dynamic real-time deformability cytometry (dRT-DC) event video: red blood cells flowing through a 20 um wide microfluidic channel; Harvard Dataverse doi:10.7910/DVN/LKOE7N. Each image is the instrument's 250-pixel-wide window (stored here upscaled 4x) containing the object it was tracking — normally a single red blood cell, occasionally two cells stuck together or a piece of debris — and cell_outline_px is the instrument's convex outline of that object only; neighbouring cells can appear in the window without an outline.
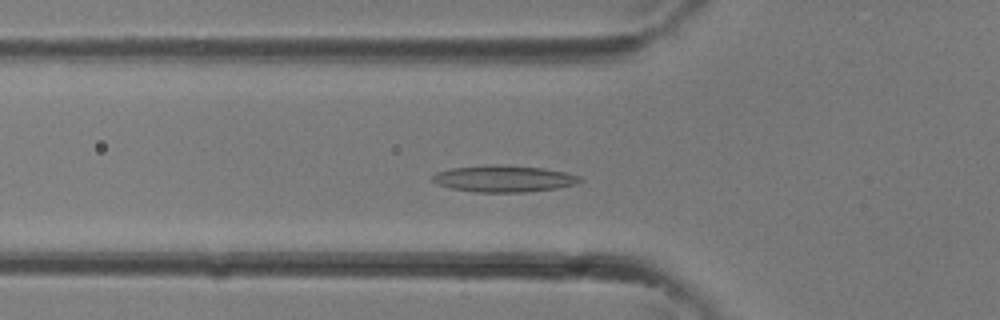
{"species": "common noctule bat (a hibernating species)", "species_latin": "Nyctalus noctula", "temperature_condition": "room temperature", "stored_images_in_passage": 32, "camera_frame_rate_fps": 3000, "um_per_image_px": 0.085, "animal": {"sex": "female"}, "frame": {"image": 1, "passage_image": 10, "time_ms": 3.0, "image_size_px": [1000, 320], "cell_outline_px": [[584, 180], [576, 184], [556, 188], [524, 192], [472, 192], [452, 188], [436, 184], [432, 180], [432, 176], [436, 172], [452, 168], [492, 164], [496, 164], [540, 168], [564, 172], [580, 176]], "centroid_in_image_um": [42.8, 15.19], "position_along_channel_um": 83.0, "area_um2": 22.77}}
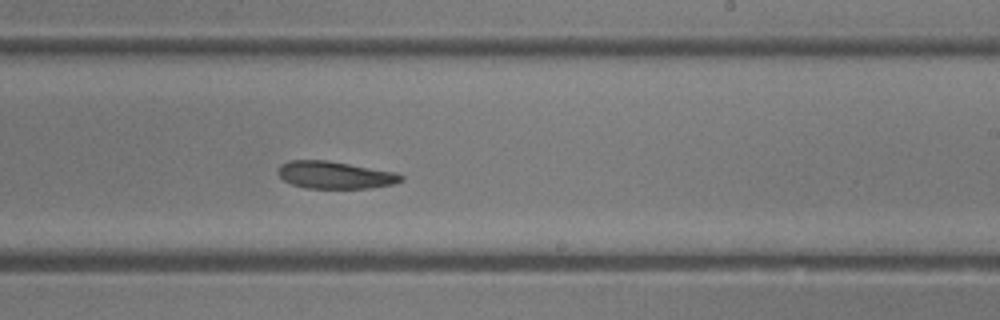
{"frame": {"image": 2, "passage_image": 19, "time_ms": 6.0, "image_size_px": [1000, 320], "cell_outline_px": [[404, 180], [392, 184], [372, 188], [304, 188], [292, 184], [284, 180], [276, 172], [280, 164], [288, 160], [328, 160], [396, 172], [404, 176]], "centroid_in_image_um": [28.46, 14.87], "position_along_channel_um": 260.5, "area_um2": 19.77}}
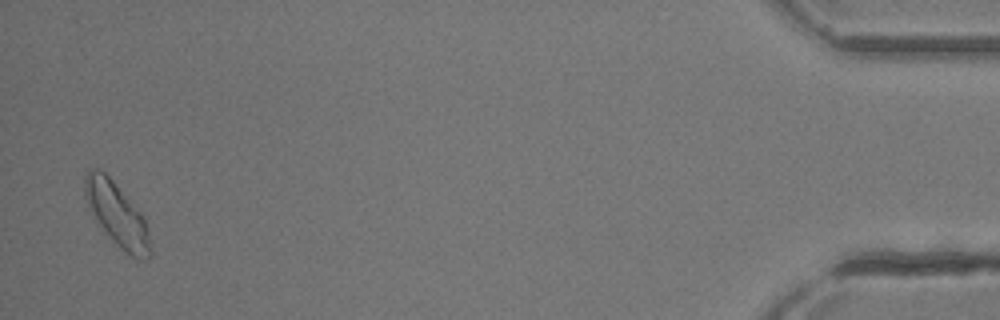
{"frame": {"image": 3, "passage_image": 32, "time_ms": 10.333, "image_size_px": [1000, 320], "cell_outline_px": [[152, 252], [144, 260], [136, 260], [120, 248], [112, 240], [96, 220], [88, 204], [84, 192], [84, 176], [92, 168], [96, 168], [104, 172], [112, 180], [144, 216], [148, 228]], "centroid_in_image_um": [9.97, 18.26], "position_along_channel_um": 425.2, "area_um2": 23.93}}